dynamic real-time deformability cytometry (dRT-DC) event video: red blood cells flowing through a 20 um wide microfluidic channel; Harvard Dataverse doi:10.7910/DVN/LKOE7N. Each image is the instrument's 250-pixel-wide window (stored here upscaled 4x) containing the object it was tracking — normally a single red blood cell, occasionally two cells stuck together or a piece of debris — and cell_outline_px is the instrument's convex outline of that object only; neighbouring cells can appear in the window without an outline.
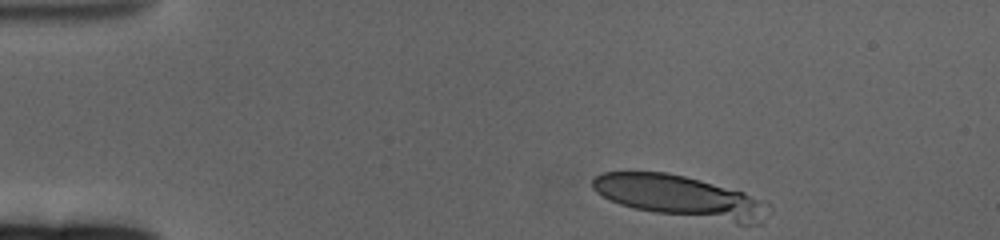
{"species": "human", "species_latin": "Homo sapiens", "temperature_condition": "cold", "stored_images_in_passage": 8, "camera_frame_rate_fps": 3000, "um_per_image_px": 0.085, "donor": {"sex": "female"}, "frame": {"image": 1, "passage_image": 1, "time_ms": 0.0, "image_size_px": [1000, 240], "cell_outline_px": [[764, 224], [736, 224], [652, 212], [620, 204], [596, 192], [592, 188], [592, 176], [600, 172], [668, 172], [700, 180], [744, 192], [756, 200], [764, 220]], "centroid_in_image_um": [57.66, 16.7], "position_along_channel_um": 27.3, "area_um2": 42.02}}